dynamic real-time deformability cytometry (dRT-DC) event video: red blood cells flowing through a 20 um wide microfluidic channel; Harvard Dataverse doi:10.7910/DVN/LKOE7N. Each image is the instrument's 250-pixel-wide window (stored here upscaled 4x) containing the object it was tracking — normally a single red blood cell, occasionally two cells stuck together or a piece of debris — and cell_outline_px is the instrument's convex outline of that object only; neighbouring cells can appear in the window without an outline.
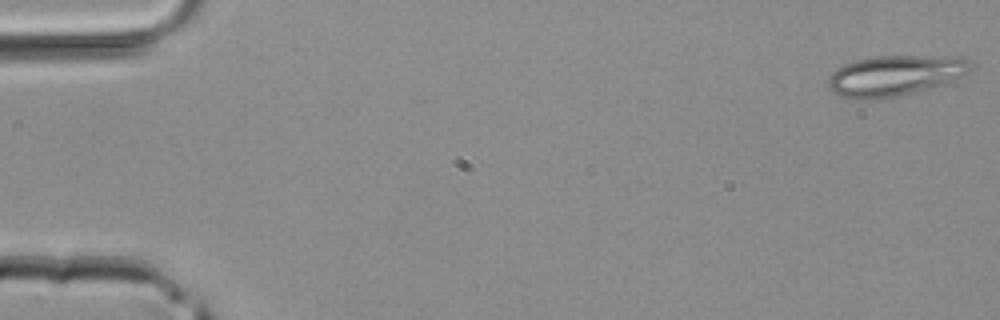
{"species": "common noctule bat (a hibernating species)", "species_latin": "Nyctalus noctula", "temperature_condition": "room temperature", "stored_images_in_passage": 45, "camera_frame_rate_fps": 3000, "um_per_image_px": 0.085, "animal": {"sex": "male", "body_mass_g": 20.4}, "frame": {"image": 1, "passage_image": 1, "time_ms": 0.0, "image_size_px": [1000, 320], "cell_outline_px": [[972, 68], [968, 72], [944, 84], [896, 96], [868, 100], [852, 100], [840, 96], [832, 92], [828, 88], [828, 76], [836, 68], [844, 64], [856, 60], [872, 56], [964, 56], [972, 64]], "centroid_in_image_um": [76.03, 6.42], "position_along_channel_um": 9.0, "area_um2": 33.93}}
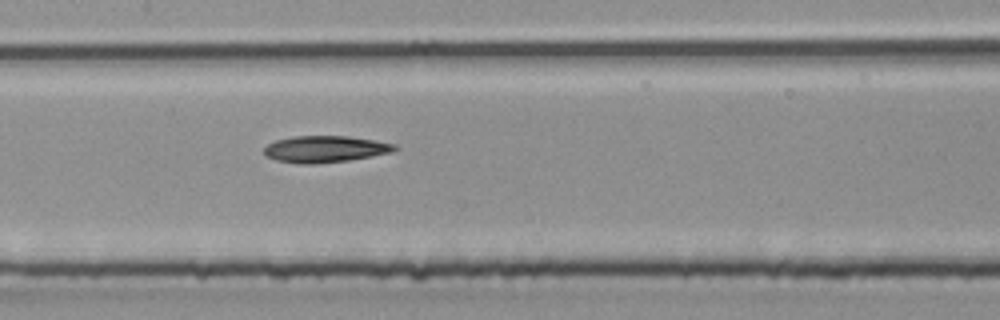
{"frame": {"image": 2, "passage_image": 22, "time_ms": 7.0, "image_size_px": [1000, 320], "cell_outline_px": [[400, 148], [392, 152], [372, 156], [348, 160], [316, 164], [300, 164], [276, 160], [264, 156], [264, 148], [268, 144], [276, 140], [296, 136], [348, 136], [376, 140], [396, 144]], "centroid_in_image_um": [27.66, 12.67], "position_along_channel_um": 179.7, "area_um2": 20.4}}
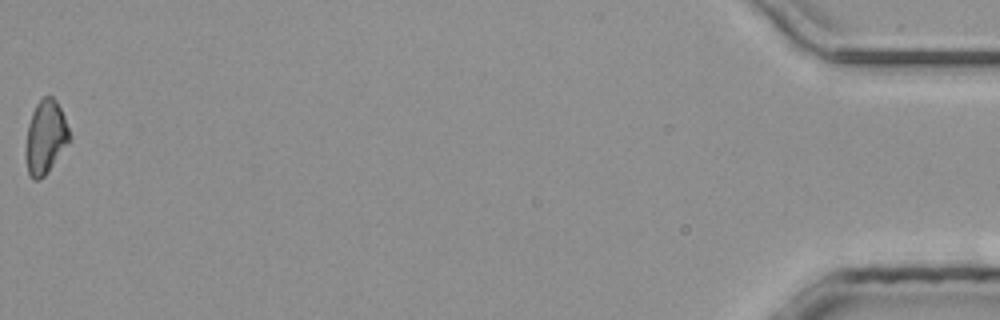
{"frame": {"image": 3, "passage_image": 45, "time_ms": 14.667, "image_size_px": [1000, 320], "cell_outline_px": [[72, 136], [44, 176], [40, 180], [32, 180], [28, 172], [24, 156], [28, 124], [32, 112], [36, 104], [44, 96], [52, 96], [56, 100], [64, 116]], "centroid_in_image_um": [3.84, 11.65], "position_along_channel_um": 431.4, "area_um2": 18.67}}